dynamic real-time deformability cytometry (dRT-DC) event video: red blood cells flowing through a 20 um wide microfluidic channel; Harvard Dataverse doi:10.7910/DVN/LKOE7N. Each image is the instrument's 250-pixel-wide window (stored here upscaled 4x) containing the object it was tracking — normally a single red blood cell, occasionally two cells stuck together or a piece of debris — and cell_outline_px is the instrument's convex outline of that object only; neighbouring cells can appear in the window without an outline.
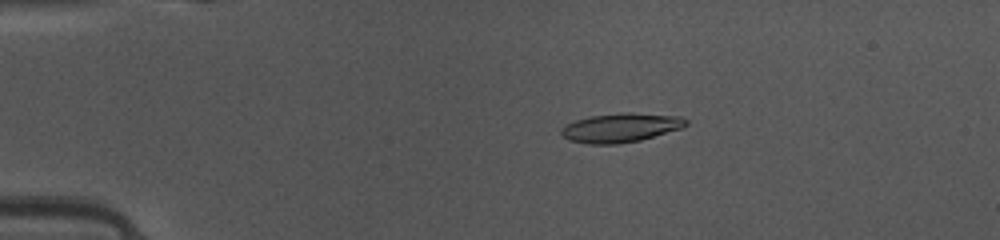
{"species": "common noctule bat (a hibernating species)", "species_latin": "Nyctalus noctula", "temperature_condition": "warm", "stored_images_in_passage": 42, "camera_frame_rate_fps": 3000, "um_per_image_px": 0.085, "animal": {"sex": "female", "body_mass_g": 10.0, "forearm_length_mm": 53.1}, "frame": {"image": 1, "passage_image": 4, "time_ms": 1.0, "image_size_px": [1000, 240], "cell_outline_px": [[688, 124], [680, 128], [640, 140], [616, 144], [588, 144], [568, 140], [560, 132], [560, 128], [576, 120], [592, 116], [624, 112], [628, 112], [680, 116], [688, 120]], "centroid_in_image_um": [52.75, 10.85], "position_along_channel_um": 32.3, "area_um2": 20.92}}
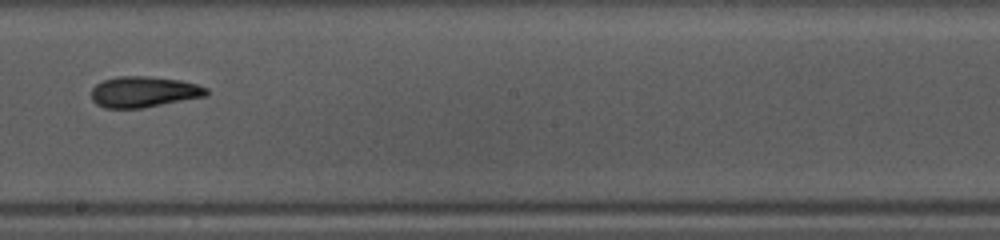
{"frame": {"image": 2, "passage_image": 22, "time_ms": 7.0, "image_size_px": [1000, 240], "cell_outline_px": [[208, 96], [144, 108], [104, 108], [96, 104], [92, 100], [92, 88], [96, 84], [104, 80], [116, 76], [148, 76], [180, 80], [196, 84], [208, 88]], "centroid_in_image_um": [12.24, 7.81], "position_along_channel_um": 236.0, "area_um2": 20.92}}
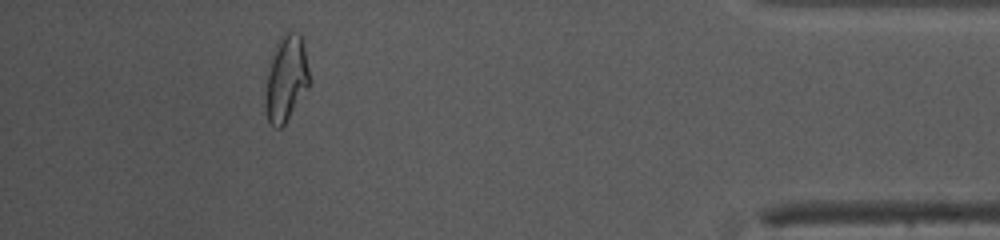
{"frame": {"image": 3, "passage_image": 38, "time_ms": 12.333, "image_size_px": [1000, 240], "cell_outline_px": [[312, 80], [308, 88], [284, 124], [280, 128], [276, 128], [268, 120], [264, 108], [264, 96], [268, 64], [272, 52], [280, 36], [288, 28], [300, 36], [304, 48]], "centroid_in_image_um": [24.3, 6.65], "position_along_channel_um": 410.9, "area_um2": 22.54}, "authors_computed_cell_mechanics": {"area_um2": 20.7502, "velocity_mm_per_s": 4.1644, "shape_relaxation_time_tau1_ms": 4.8656, "shape_relaxation_time_tau2_ms": 2.2784, "deformation_change_tau1": 0.1913, "deformation_change_tau2": 0.108}}